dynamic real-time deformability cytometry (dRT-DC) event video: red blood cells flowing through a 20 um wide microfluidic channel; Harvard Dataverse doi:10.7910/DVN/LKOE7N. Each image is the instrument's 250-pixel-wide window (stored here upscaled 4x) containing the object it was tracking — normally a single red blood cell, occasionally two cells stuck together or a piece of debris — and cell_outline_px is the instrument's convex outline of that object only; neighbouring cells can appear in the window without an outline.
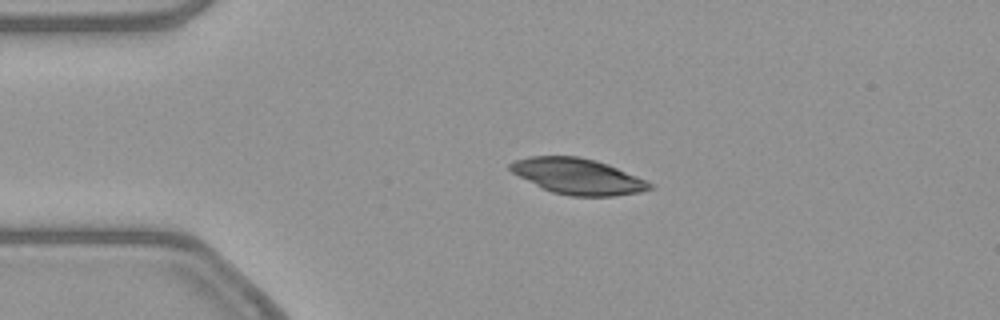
{"species": "common noctule bat (a hibernating species)", "species_latin": "Nyctalus noctula", "temperature_condition": "warm", "stored_images_in_passage": 43, "camera_frame_rate_fps": 3000, "um_per_image_px": 0.085, "animal": {"sex": "female", "body_mass_g": 21.9}, "frame": {"image": 1, "passage_image": 1, "time_ms": 0.0, "image_size_px": [1000, 320], "cell_outline_px": [[656, 188], [640, 192], [612, 196], [572, 196], [552, 192], [512, 172], [508, 168], [508, 164], [512, 160], [528, 156], [576, 156], [596, 160], [608, 164], [636, 176], [652, 184]], "centroid_in_image_um": [49.11, 14.98], "position_along_channel_um": 35.9, "area_um2": 28.9}}
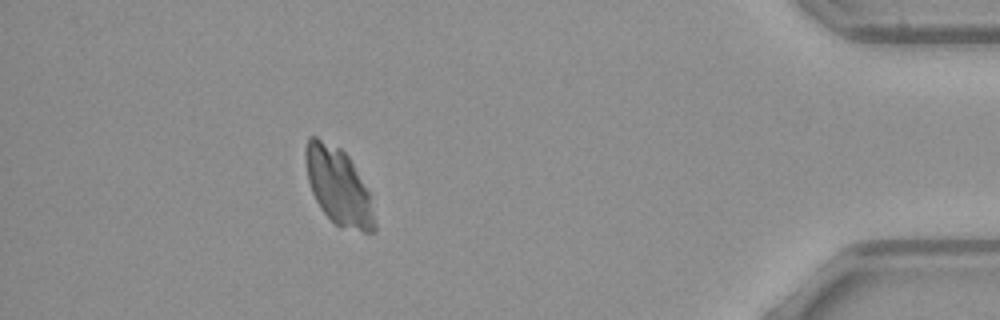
{"frame": {"image": 2, "passage_image": 37, "time_ms": 12.0, "image_size_px": [1000, 320], "cell_outline_px": [[376, 228], [372, 232], [364, 232], [340, 228], [320, 208], [312, 192], [308, 180], [304, 160], [304, 148], [308, 136], [316, 136], [340, 148], [348, 156], [368, 192], [376, 224]], "centroid_in_image_um": [28.72, 15.83], "position_along_channel_um": 406.5, "area_um2": 30.75}}